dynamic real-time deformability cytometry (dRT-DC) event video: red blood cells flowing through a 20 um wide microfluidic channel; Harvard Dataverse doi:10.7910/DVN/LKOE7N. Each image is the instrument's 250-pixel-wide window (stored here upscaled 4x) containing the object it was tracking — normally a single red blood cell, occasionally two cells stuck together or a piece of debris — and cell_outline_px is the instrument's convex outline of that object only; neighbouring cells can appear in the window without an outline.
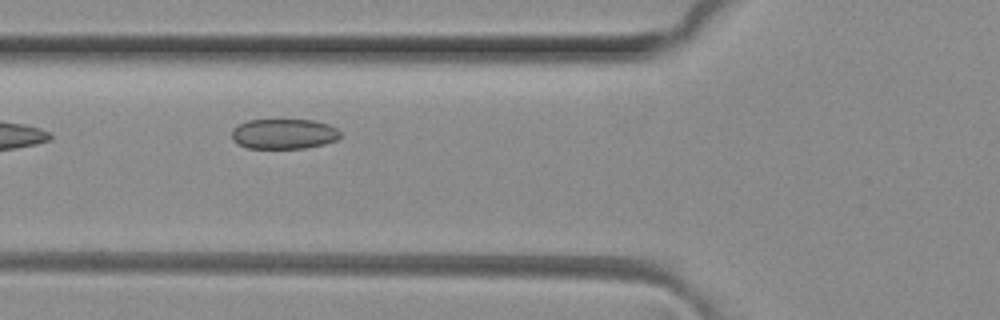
{"species": "common noctule bat (a hibernating species)", "species_latin": "Nyctalus noctula", "temperature_condition": "room temperature", "stored_images_in_passage": 7, "camera_frame_rate_fps": 3000, "um_per_image_px": 0.085, "animal": {"sex": "female", "body_mass_g": 29.2, "forearm_length_mm": 56.3}, "frame": {"image": 1, "passage_image": 5, "time_ms": 1.333, "image_size_px": [1000, 320], "cell_outline_px": [[340, 136], [336, 140], [324, 144], [304, 148], [248, 148], [236, 144], [232, 140], [232, 128], [248, 120], [312, 120], [328, 124], [336, 128], [340, 132]], "centroid_in_image_um": [24.1, 11.38], "position_along_channel_um": 101.7, "area_um2": 19.07}}
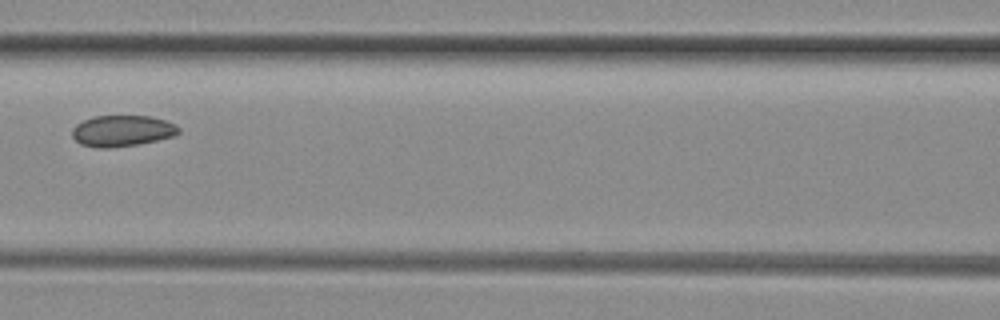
{"frame": {"image": 2, "passage_image": 6, "time_ms": 1.667, "image_size_px": [1000, 320], "cell_outline_px": [[180, 132], [172, 136], [140, 144], [108, 148], [96, 148], [80, 144], [72, 136], [72, 128], [76, 124], [92, 116], [152, 116], [176, 124], [180, 128]], "centroid_in_image_um": [10.37, 11.12], "position_along_channel_um": 156.2, "area_um2": 19.42}}
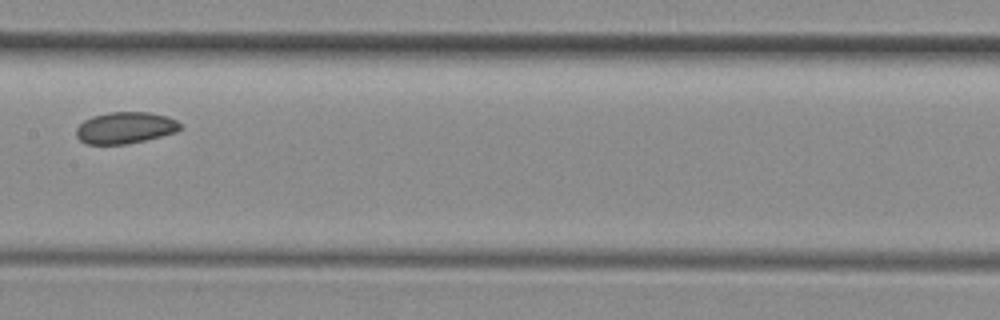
{"frame": {"image": 3, "passage_image": 7, "time_ms": 2.0, "image_size_px": [1000, 320], "cell_outline_px": [[180, 128], [176, 132], [144, 140], [124, 144], [88, 144], [80, 140], [76, 136], [76, 128], [84, 120], [92, 116], [108, 112], [148, 112], [168, 116], [176, 120], [180, 124]], "centroid_in_image_um": [10.62, 10.85], "position_along_channel_um": 196.8, "area_um2": 19.02}}